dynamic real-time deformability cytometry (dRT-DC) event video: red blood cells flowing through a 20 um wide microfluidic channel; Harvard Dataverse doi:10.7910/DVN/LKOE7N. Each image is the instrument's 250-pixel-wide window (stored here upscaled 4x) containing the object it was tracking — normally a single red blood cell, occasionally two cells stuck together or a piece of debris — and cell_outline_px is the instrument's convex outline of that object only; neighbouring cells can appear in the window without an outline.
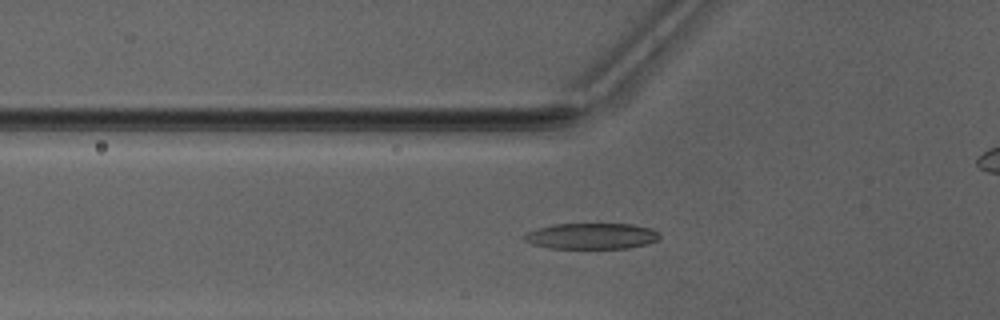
{"species": "Egyptian fruit bat (a non-hibernating species)", "species_latin": "Rousettus aegyptiacus", "temperature_condition": "warm", "stored_images_in_passage": 48, "camera_frame_rate_fps": 3000, "um_per_image_px": 0.085, "animal": {"sex": "male"}, "frame": {"image": 1, "passage_image": 15, "time_ms": 4.667, "image_size_px": [1000, 320], "cell_outline_px": [[660, 240], [648, 244], [628, 248], [548, 248], [532, 244], [524, 240], [524, 236], [528, 232], [552, 224], [632, 224], [652, 228], [660, 236]], "centroid_in_image_um": [50.32, 20.07], "position_along_channel_um": 75.5, "area_um2": 20.46}}
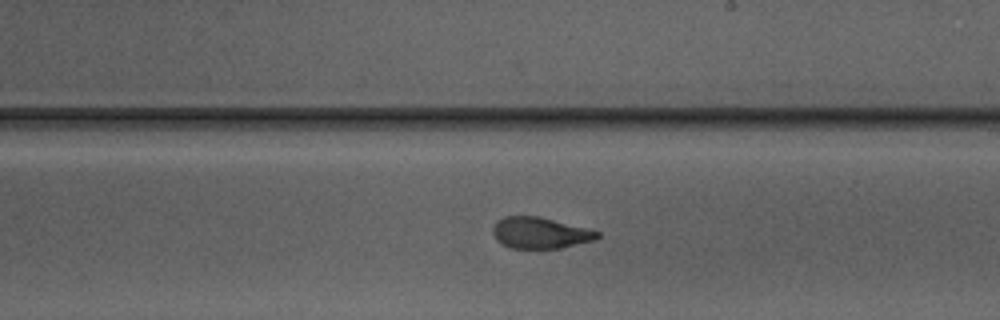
{"frame": {"image": 2, "passage_image": 27, "time_ms": 8.667, "image_size_px": [1000, 320], "cell_outline_px": [[600, 236], [596, 240], [556, 248], [512, 248], [496, 240], [492, 232], [492, 228], [496, 220], [504, 216], [540, 216], [588, 228], [600, 232]], "centroid_in_image_um": [45.9, 19.77], "position_along_channel_um": 243.1, "area_um2": 19.07}}
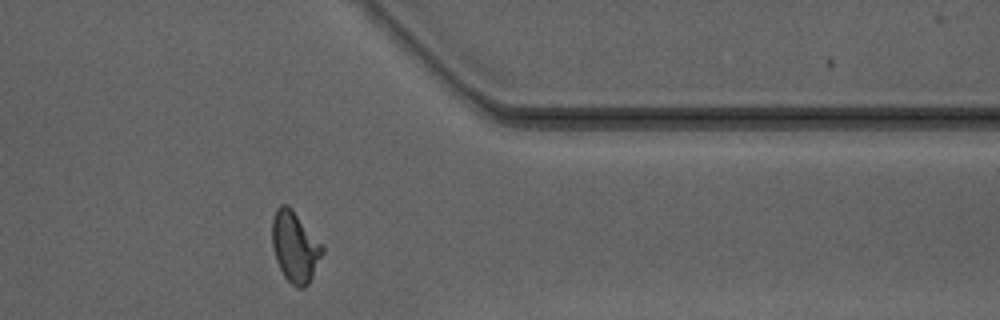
{"frame": {"image": 3, "passage_image": 38, "time_ms": 12.333, "image_size_px": [1000, 320], "cell_outline_px": [[324, 252], [308, 284], [304, 288], [296, 288], [284, 276], [276, 260], [272, 248], [272, 220], [276, 208], [280, 204], [288, 204], [292, 208], [324, 244]], "centroid_in_image_um": [25.08, 20.94], "position_along_channel_um": 386.3, "area_um2": 21.04}, "authors_computed_cell_mechanics": {"area_um2": 19.7676, "velocity_mm_per_s": 4.1772, "shape_relaxation_time_tau1_ms": 8.9066, "shape_relaxation_time_tau2_ms": 1.0245, "deformation_change_tau1": 0.2835, "deformation_change_tau2": 0.0738}}